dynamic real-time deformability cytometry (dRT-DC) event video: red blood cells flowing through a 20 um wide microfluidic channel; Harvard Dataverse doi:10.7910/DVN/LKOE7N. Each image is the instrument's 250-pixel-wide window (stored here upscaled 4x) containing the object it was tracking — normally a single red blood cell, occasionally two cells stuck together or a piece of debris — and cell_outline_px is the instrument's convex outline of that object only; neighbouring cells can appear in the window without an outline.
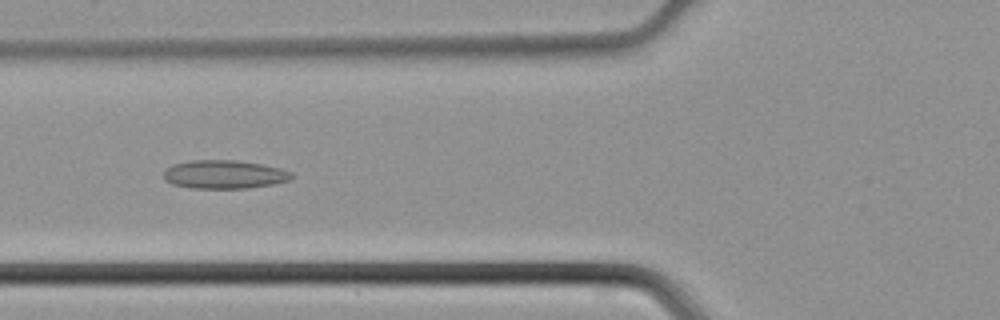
{"species": "common noctule bat (a hibernating species)", "species_latin": "Nyctalus noctula", "temperature_condition": "cold", "stored_images_in_passage": 41, "camera_frame_rate_fps": 3000, "um_per_image_px": 0.085, "animal": {"sex": "male", "body_mass_g": 21.5, "forearm_length_mm": 52.0}, "frame": {"image": 1, "passage_image": 13, "time_ms": 4.0, "image_size_px": [1000, 320], "cell_outline_px": [[296, 176], [288, 180], [272, 184], [248, 188], [192, 188], [172, 184], [164, 180], [164, 172], [172, 164], [192, 160], [236, 160], [260, 164], [280, 168], [292, 172]], "centroid_in_image_um": [19.07, 14.82], "position_along_channel_um": 106.7, "area_um2": 21.21}}
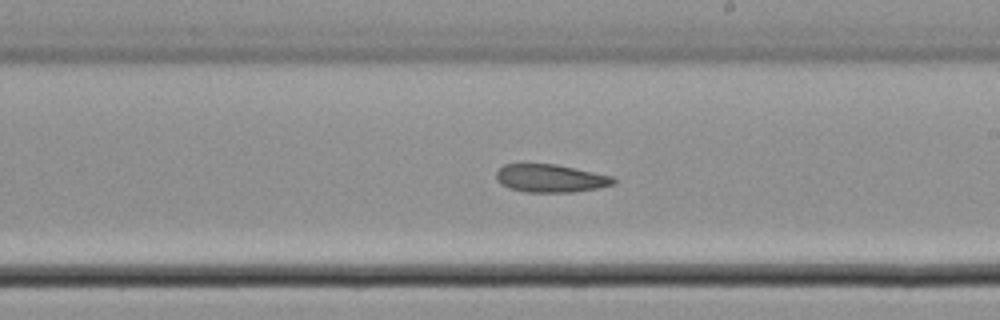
{"frame": {"image": 2, "passage_image": 22, "time_ms": 7.0, "image_size_px": [1000, 320], "cell_outline_px": [[616, 184], [596, 188], [572, 192], [528, 192], [508, 188], [500, 184], [496, 180], [496, 172], [504, 164], [556, 164], [612, 176], [616, 180]], "centroid_in_image_um": [46.77, 15.16], "position_along_channel_um": 242.2, "area_um2": 19.07}}
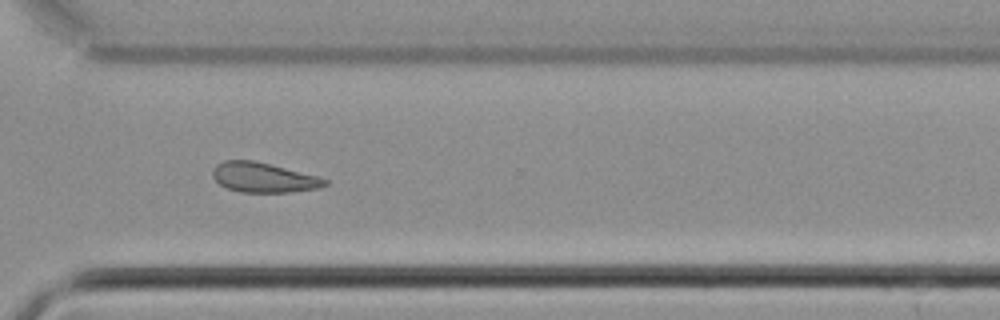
{"frame": {"image": 3, "passage_image": 29, "time_ms": 9.333, "image_size_px": [1000, 320], "cell_outline_px": [[328, 184], [320, 188], [288, 192], [240, 192], [228, 188], [220, 184], [212, 176], [212, 172], [216, 164], [224, 160], [252, 160], [316, 176], [328, 180]], "centroid_in_image_um": [22.37, 15.09], "position_along_channel_um": 348.2, "area_um2": 19.19}}